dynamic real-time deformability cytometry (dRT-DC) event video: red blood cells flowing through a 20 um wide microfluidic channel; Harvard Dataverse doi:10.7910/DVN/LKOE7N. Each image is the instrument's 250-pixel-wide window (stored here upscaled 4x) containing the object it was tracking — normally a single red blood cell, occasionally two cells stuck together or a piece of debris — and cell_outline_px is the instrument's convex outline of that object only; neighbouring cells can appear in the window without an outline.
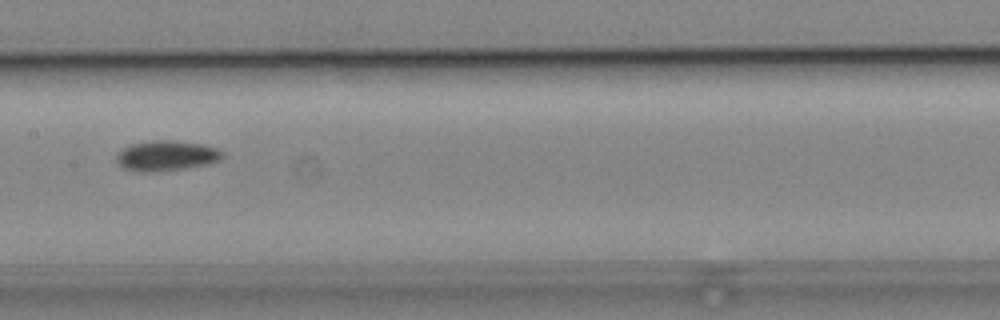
{"species": "common noctule bat (a hibernating species)", "species_latin": "Nyctalus noctula", "temperature_condition": "cold", "stored_images_in_passage": 8, "camera_frame_rate_fps": 3000, "um_per_image_px": 0.085, "animal": {"sex": "male", "body_mass_g": 19.2, "forearm_length_mm": 51.8}, "frame": {"image": 1, "passage_image": 8, "time_ms": 9.0, "image_size_px": [1000, 320], "cell_outline_px": [[224, 156], [220, 160], [208, 164], [180, 168], [144, 172], [124, 168], [116, 160], [116, 156], [124, 148], [132, 144], [156, 140], [176, 140], [204, 144], [216, 148], [224, 152]], "centroid_in_image_um": [14.2, 13.21], "position_along_channel_um": 193.2, "area_um2": 18.32}}